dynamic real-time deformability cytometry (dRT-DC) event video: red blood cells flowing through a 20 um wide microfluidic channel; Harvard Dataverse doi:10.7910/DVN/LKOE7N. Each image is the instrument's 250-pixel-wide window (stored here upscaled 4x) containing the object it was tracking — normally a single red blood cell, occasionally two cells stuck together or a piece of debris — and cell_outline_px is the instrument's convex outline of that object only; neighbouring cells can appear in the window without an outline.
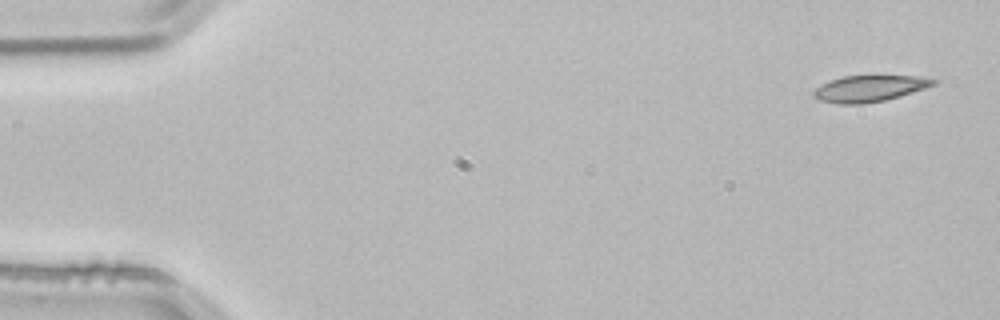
{"species": "common noctule bat (a hibernating species)", "species_latin": "Nyctalus noctula", "temperature_condition": "room temperature", "stored_images_in_passage": 3, "camera_frame_rate_fps": 3000, "um_per_image_px": 0.085, "animal": {"sex": "male", "body_mass_g": 21.5, "forearm_length_mm": 52.0}, "frame": {"image": 1, "passage_image": 1, "time_ms": 0.0, "image_size_px": [1000, 320], "cell_outline_px": [[940, 80], [936, 84], [924, 88], [884, 100], [864, 104], [840, 104], [820, 100], [812, 96], [812, 92], [816, 88], [832, 80], [844, 76], [916, 76]], "centroid_in_image_um": [73.9, 7.52], "position_along_channel_um": 11.1, "area_um2": 18.03}}
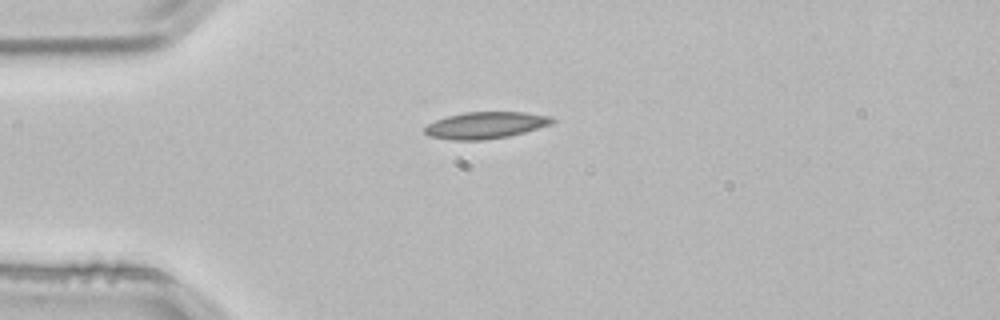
{"frame": {"image": 2, "passage_image": 3, "time_ms": 0.667, "image_size_px": [1000, 320], "cell_outline_px": [[556, 120], [552, 124], [524, 132], [508, 136], [484, 140], [452, 140], [428, 136], [424, 132], [424, 128], [428, 124], [436, 120], [448, 116], [464, 112], [524, 112], [552, 116]], "centroid_in_image_um": [41.29, 10.64], "position_along_channel_um": 43.7, "area_um2": 19.88}}